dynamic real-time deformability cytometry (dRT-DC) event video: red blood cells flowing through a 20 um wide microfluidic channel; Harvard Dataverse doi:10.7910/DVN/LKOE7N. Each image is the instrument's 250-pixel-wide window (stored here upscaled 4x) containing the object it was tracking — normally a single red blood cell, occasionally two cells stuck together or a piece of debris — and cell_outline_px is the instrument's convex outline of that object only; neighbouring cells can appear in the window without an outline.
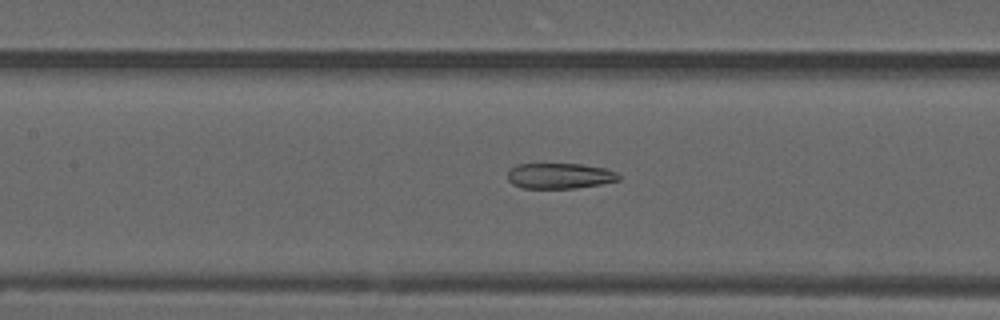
{"species": "common noctule bat (a hibernating species)", "species_latin": "Nyctalus noctula", "temperature_condition": "warm", "stored_images_in_passage": 54, "camera_frame_rate_fps": 3000, "um_per_image_px": 0.085, "animal": {"sex": "male", "forearm_length_mm": 52.5}, "frame": {"image": 1, "passage_image": 24, "time_ms": 7.667, "image_size_px": [1000, 320], "cell_outline_px": [[620, 180], [600, 184], [576, 188], [520, 188], [512, 184], [508, 180], [508, 168], [516, 164], [580, 164], [604, 168], [616, 172], [620, 176]], "centroid_in_image_um": [47.53, 14.95], "position_along_channel_um": 159.9, "area_um2": 16.65}}
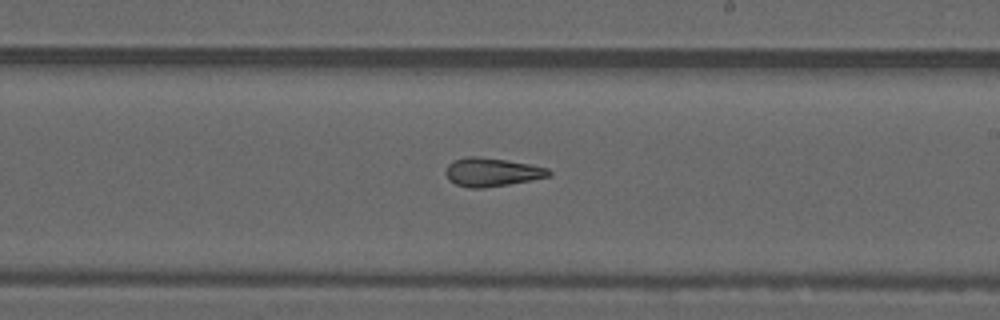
{"frame": {"image": 2, "passage_image": 31, "time_ms": 10.0, "image_size_px": [1000, 320], "cell_outline_px": [[552, 176], [532, 180], [484, 188], [468, 188], [456, 184], [448, 180], [444, 172], [448, 164], [452, 160], [464, 156], [476, 156], [508, 160], [548, 168], [552, 172]], "centroid_in_image_um": [41.78, 14.62], "position_along_channel_um": 247.2, "area_um2": 17.4}}
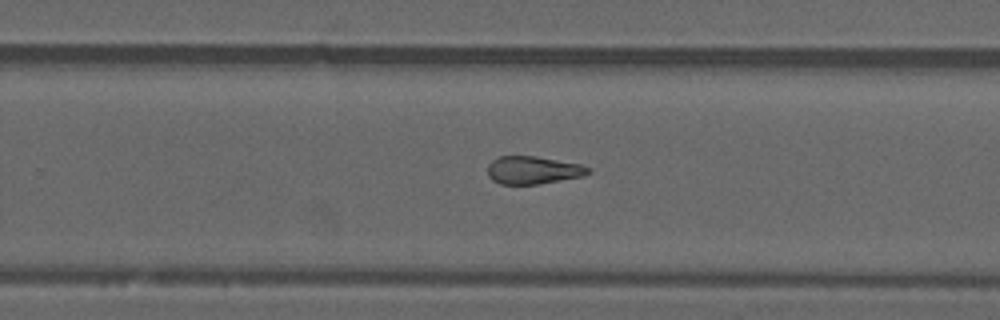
{"frame": {"image": 3, "passage_image": 34, "time_ms": 11.0, "image_size_px": [1000, 320], "cell_outline_px": [[592, 172], [584, 176], [540, 184], [500, 184], [492, 180], [488, 176], [488, 164], [492, 160], [500, 156], [536, 156], [580, 164], [592, 168]], "centroid_in_image_um": [45.33, 14.46], "position_along_channel_um": 284.5, "area_um2": 16.47}, "authors_computed_cell_mechanics": {"area_um2": 17.9469, "velocity_mm_per_s": 3.7606, "shape_relaxation_time_tau1_ms": null, "shape_relaxation_time_tau2_ms": 2.7084, "deformation_change_tau1": null, "deformation_change_tau2": 0.124}}